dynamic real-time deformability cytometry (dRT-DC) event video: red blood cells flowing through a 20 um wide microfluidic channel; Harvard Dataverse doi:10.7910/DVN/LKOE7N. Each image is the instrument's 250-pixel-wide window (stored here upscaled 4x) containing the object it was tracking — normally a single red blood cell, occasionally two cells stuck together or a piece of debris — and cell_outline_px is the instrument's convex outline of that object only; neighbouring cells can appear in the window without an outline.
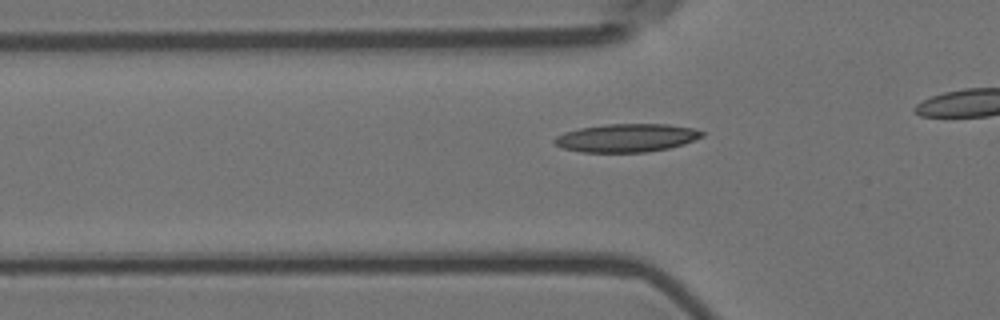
{"species": "Egyptian fruit bat (a non-hibernating species)", "species_latin": "Rousettus aegyptiacus", "temperature_condition": "room temperature", "stored_images_in_passage": 30, "camera_frame_rate_fps": 3000, "um_per_image_px": 0.085, "animal": {"sex": "female"}, "frame": {"image": 1, "passage_image": 4, "time_ms": 1.0, "image_size_px": [1000, 320], "cell_outline_px": [[704, 136], [684, 144], [668, 148], [644, 152], [584, 152], [564, 148], [556, 144], [552, 140], [556, 136], [564, 132], [580, 128], [608, 124], [668, 124], [692, 128], [704, 132]], "centroid_in_image_um": [53.27, 11.71], "position_along_channel_um": 72.5, "area_um2": 24.1}}
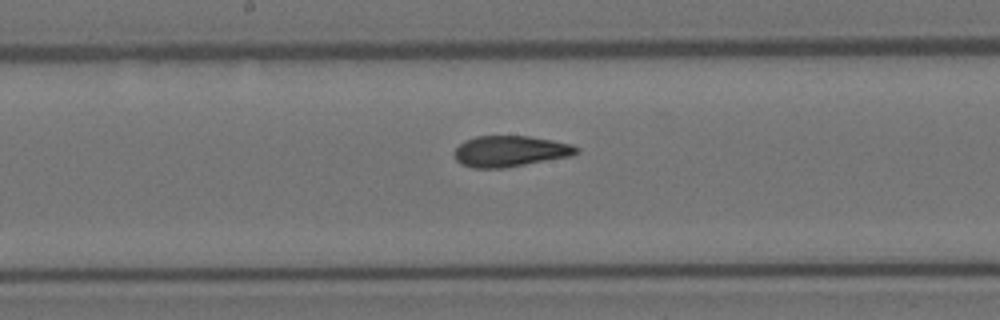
{"frame": {"image": 2, "passage_image": 15, "time_ms": 4.667, "image_size_px": [1000, 320], "cell_outline_px": [[580, 148], [576, 152], [568, 156], [504, 168], [472, 168], [460, 164], [456, 160], [452, 152], [464, 140], [476, 136], [528, 136], [552, 140], [572, 144]], "centroid_in_image_um": [43.29, 12.85], "position_along_channel_um": 204.9, "area_um2": 21.96}}
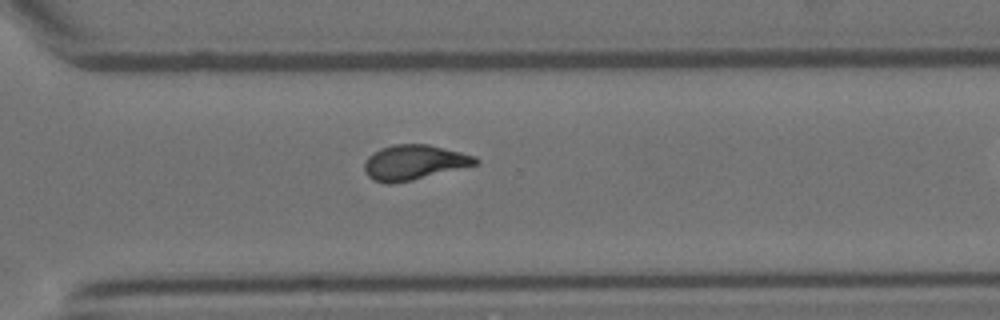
{"frame": {"image": 3, "passage_image": 26, "time_ms": 8.333, "image_size_px": [1000, 320], "cell_outline_px": [[480, 160], [476, 164], [412, 180], [392, 184], [388, 184], [372, 180], [368, 176], [364, 168], [364, 164], [368, 156], [380, 148], [392, 144], [428, 144], [476, 156]], "centroid_in_image_um": [35.16, 13.8], "position_along_channel_um": 335.4, "area_um2": 22.48}}